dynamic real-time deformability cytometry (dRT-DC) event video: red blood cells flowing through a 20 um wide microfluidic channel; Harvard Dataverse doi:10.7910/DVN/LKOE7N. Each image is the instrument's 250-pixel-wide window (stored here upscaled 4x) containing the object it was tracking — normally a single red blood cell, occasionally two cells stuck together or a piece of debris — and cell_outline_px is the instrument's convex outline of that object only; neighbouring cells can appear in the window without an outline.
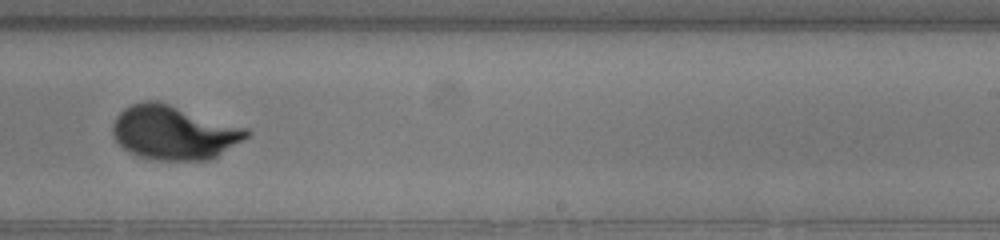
{"species": "human", "species_latin": "Homo sapiens", "temperature_condition": "warm", "stored_images_in_passage": 37, "camera_frame_rate_fps": 3000, "um_per_image_px": 0.085, "donor": {"sex": "male"}, "frame": {"image": 1, "passage_image": 22, "time_ms": 7.0, "image_size_px": [1000, 240], "cell_outline_px": [[252, 132], [248, 136], [216, 156], [208, 160], [152, 160], [136, 156], [128, 152], [112, 136], [112, 124], [116, 116], [124, 108], [132, 104], [144, 100], [156, 100], [248, 128]], "centroid_in_image_um": [14.74, 11.26], "position_along_channel_um": 274.3, "area_um2": 42.19}}